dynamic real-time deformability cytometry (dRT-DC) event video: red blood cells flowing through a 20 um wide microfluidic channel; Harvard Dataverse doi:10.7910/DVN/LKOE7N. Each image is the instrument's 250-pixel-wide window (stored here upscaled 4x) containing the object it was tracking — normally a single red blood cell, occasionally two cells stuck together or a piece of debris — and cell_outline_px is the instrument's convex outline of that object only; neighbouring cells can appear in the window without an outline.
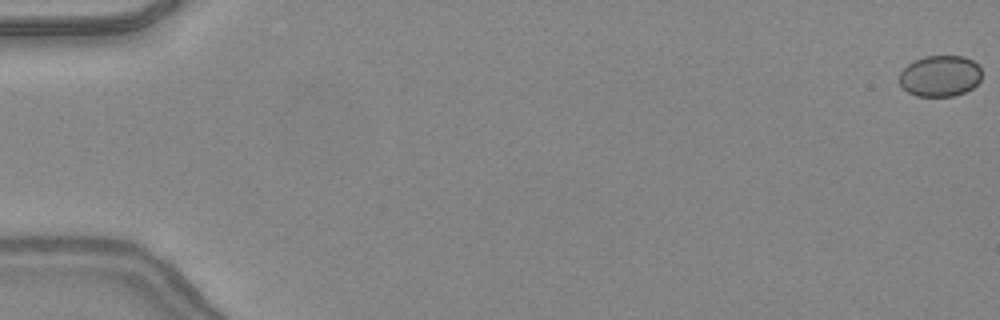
{"species": "common noctule bat (a hibernating species)", "species_latin": "Nyctalus noctula", "temperature_condition": "warm", "stored_images_in_passage": 45, "camera_frame_rate_fps": 3000, "um_per_image_px": 0.085, "animal": {"sex": "female", "body_mass_g": 24.6, "forearm_length_mm": 56.2}, "frame": {"image": 1, "passage_image": 1, "time_ms": 0.0, "image_size_px": [1000, 320], "cell_outline_px": [[980, 80], [972, 88], [964, 92], [952, 96], [916, 96], [908, 92], [900, 84], [900, 72], [908, 64], [924, 56], [964, 56], [972, 60], [980, 68]], "centroid_in_image_um": [79.9, 6.46], "position_along_channel_um": 5.1, "area_um2": 19.59}}
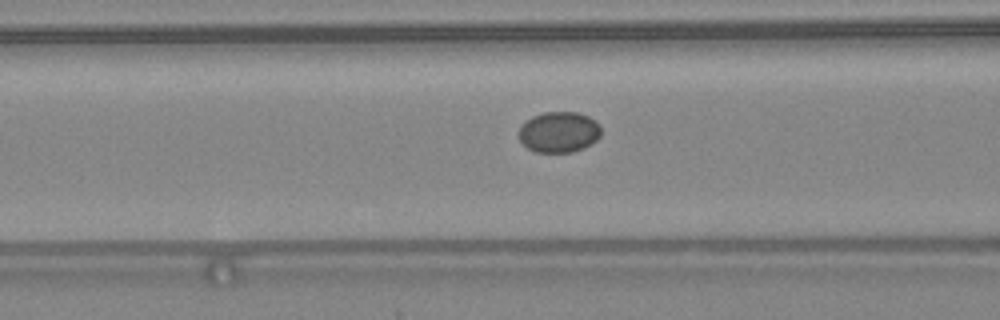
{"frame": {"image": 2, "passage_image": 21, "time_ms": 6.667, "image_size_px": [1000, 320], "cell_outline_px": [[600, 136], [592, 144], [584, 148], [572, 152], [536, 152], [528, 148], [520, 140], [520, 128], [532, 116], [544, 112], [576, 112], [588, 116], [596, 120], [600, 124]], "centroid_in_image_um": [47.56, 11.22], "position_along_channel_um": 119.0, "area_um2": 19.48}}
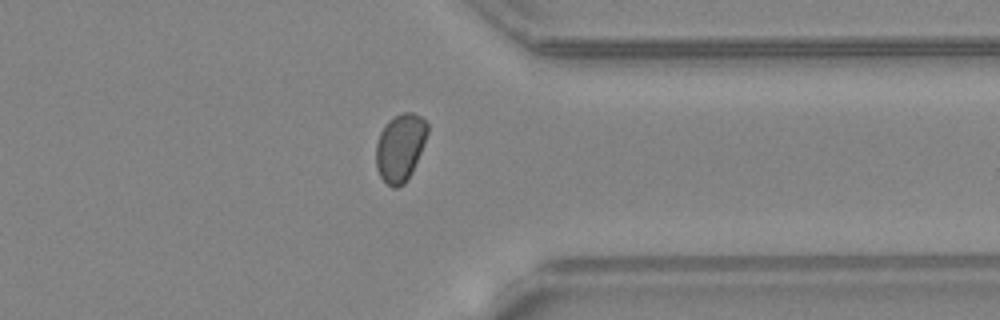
{"frame": {"image": 3, "passage_image": 39, "time_ms": 12.667, "image_size_px": [1000, 320], "cell_outline_px": [[428, 132], [412, 172], [408, 180], [404, 184], [396, 188], [392, 188], [380, 176], [376, 168], [376, 144], [380, 132], [388, 120], [392, 116], [404, 112], [412, 112], [420, 116], [428, 124]], "centroid_in_image_um": [34.0, 12.53], "position_along_channel_um": 377.4, "area_um2": 20.29}}